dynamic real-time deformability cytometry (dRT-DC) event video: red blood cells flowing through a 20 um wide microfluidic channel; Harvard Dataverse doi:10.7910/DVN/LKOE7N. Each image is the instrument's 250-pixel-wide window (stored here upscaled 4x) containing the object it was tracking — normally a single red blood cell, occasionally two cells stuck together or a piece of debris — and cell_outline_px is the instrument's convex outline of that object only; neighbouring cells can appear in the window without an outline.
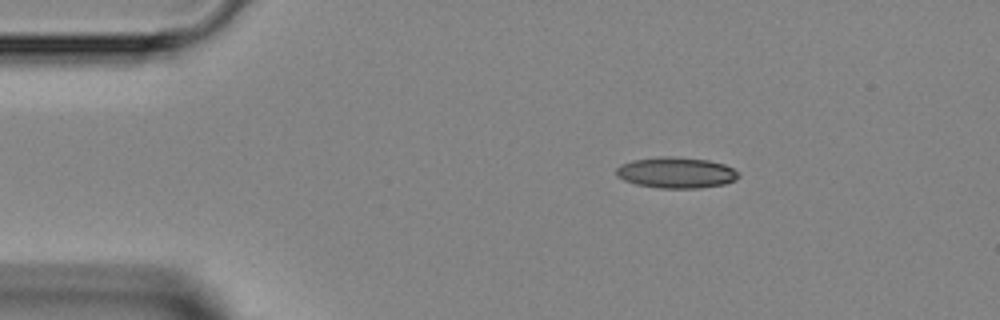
{"species": "Egyptian fruit bat (a non-hibernating species)", "species_latin": "Rousettus aegyptiacus", "temperature_condition": "room temperature", "stored_images_in_passage": 39, "camera_frame_rate_fps": 3000, "um_per_image_px": 0.085, "animal": {"sex": "female"}, "frame": {"image": 1, "passage_image": 1, "time_ms": 0.0, "image_size_px": [1000, 320], "cell_outline_px": [[740, 176], [736, 180], [724, 184], [700, 188], [656, 188], [636, 184], [624, 180], [616, 176], [616, 168], [620, 164], [632, 160], [660, 156], [672, 156], [708, 160], [724, 164], [732, 168]], "centroid_in_image_um": [57.44, 14.67], "position_along_channel_um": 27.6, "area_um2": 22.2}}
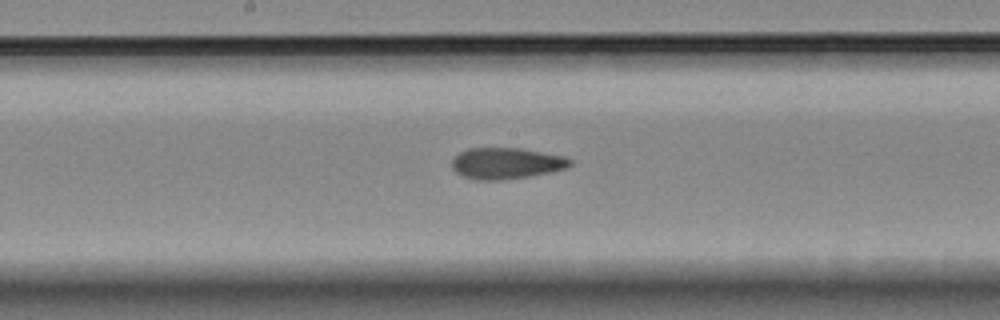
{"frame": {"image": 2, "passage_image": 17, "time_ms": 5.333, "image_size_px": [1000, 320], "cell_outline_px": [[572, 164], [568, 168], [532, 176], [504, 180], [472, 180], [456, 172], [452, 168], [452, 160], [460, 152], [468, 148], [520, 148], [564, 156], [572, 160]], "centroid_in_image_um": [43.05, 13.89], "position_along_channel_um": 205.2, "area_um2": 21.68}}
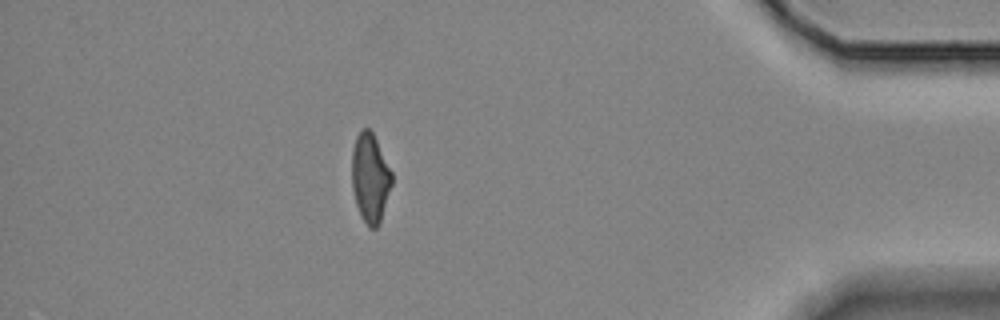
{"frame": {"image": 3, "passage_image": 34, "time_ms": 11.0, "image_size_px": [1000, 320], "cell_outline_px": [[392, 184], [380, 224], [376, 228], [368, 228], [360, 216], [356, 204], [352, 188], [352, 148], [356, 136], [364, 128], [368, 128], [372, 132], [392, 172]], "centroid_in_image_um": [31.46, 15.17], "position_along_channel_um": 403.7, "area_um2": 20.81}}